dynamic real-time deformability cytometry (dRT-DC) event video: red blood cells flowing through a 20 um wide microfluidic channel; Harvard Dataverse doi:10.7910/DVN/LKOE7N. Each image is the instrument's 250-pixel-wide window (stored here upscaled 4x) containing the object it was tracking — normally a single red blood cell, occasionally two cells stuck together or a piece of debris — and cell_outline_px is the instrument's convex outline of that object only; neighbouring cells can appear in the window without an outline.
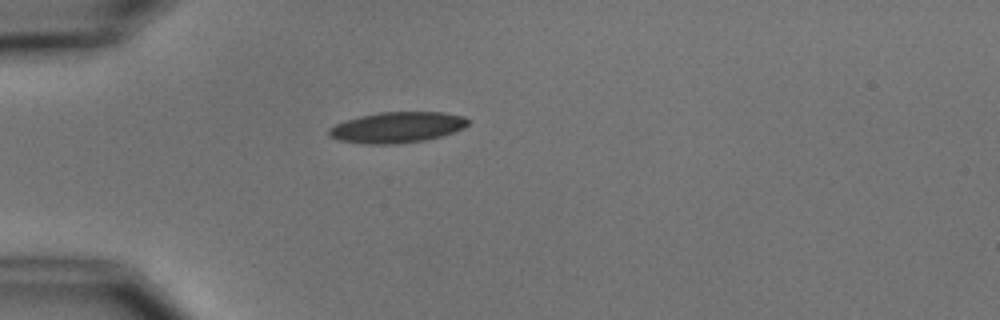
{"species": "common noctule bat (a hibernating species)", "species_latin": "Nyctalus noctula", "temperature_condition": "cold", "stored_images_in_passage": 1, "camera_frame_rate_fps": 3000, "um_per_image_px": 0.085, "animal": {"sex": "male", "body_mass_g": 15.6}, "frame": {"image": 1, "passage_image": 1, "time_ms": 0.0, "image_size_px": [1000, 320], "cell_outline_px": [[468, 124], [464, 128], [440, 136], [424, 140], [396, 144], [364, 144], [340, 140], [328, 136], [328, 128], [344, 120], [360, 116], [380, 112], [444, 112], [464, 116], [468, 120]], "centroid_in_image_um": [33.73, 10.82], "position_along_channel_um": 51.3, "area_um2": 24.97}}